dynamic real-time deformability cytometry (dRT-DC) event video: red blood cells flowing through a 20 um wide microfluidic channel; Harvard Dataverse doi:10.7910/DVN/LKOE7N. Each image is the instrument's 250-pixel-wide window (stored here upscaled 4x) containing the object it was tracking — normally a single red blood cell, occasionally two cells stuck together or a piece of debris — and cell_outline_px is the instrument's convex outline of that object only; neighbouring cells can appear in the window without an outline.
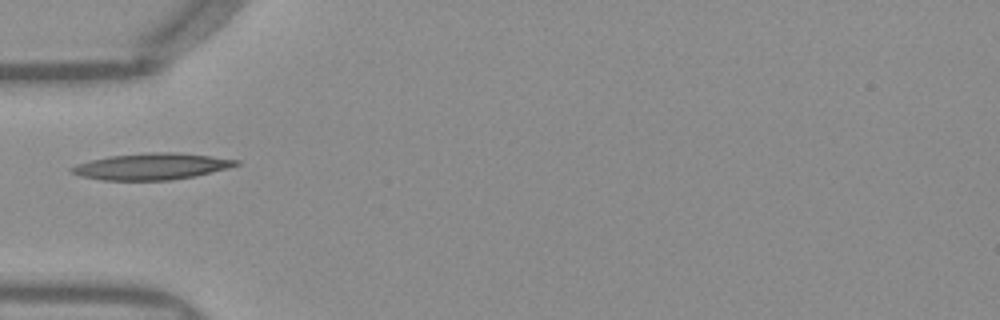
{"species": "Egyptian fruit bat (a non-hibernating species)", "species_latin": "Rousettus aegyptiacus", "temperature_condition": "warm", "stored_images_in_passage": 35, "camera_frame_rate_fps": 3000, "um_per_image_px": 0.085, "frame": {"image": 1, "passage_image": 1, "time_ms": 0.0, "image_size_px": [1000, 320], "cell_outline_px": [[240, 164], [228, 168], [192, 176], [172, 180], [100, 180], [80, 176], [68, 172], [68, 168], [76, 164], [108, 156], [148, 152], [176, 152], [212, 156], [240, 160]], "centroid_in_image_um": [12.84, 14.14], "position_along_channel_um": 72.2, "area_um2": 25.43}}
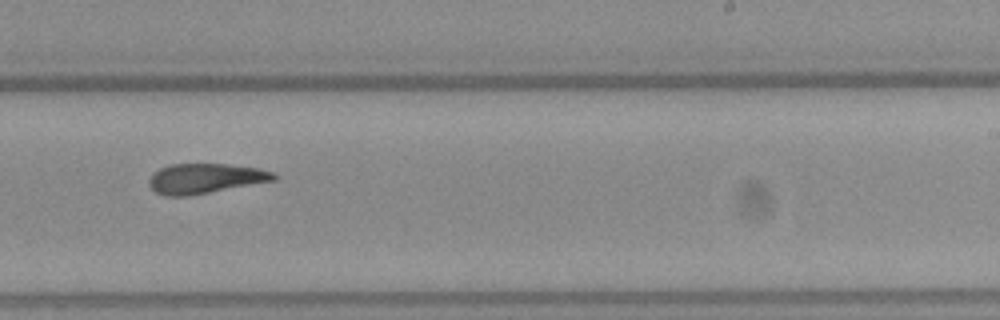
{"frame": {"image": 2, "passage_image": 16, "time_ms": 5.0, "image_size_px": [1000, 320], "cell_outline_px": [[276, 180], [188, 196], [168, 196], [156, 192], [148, 184], [148, 180], [152, 172], [168, 164], [228, 164], [260, 168], [272, 172], [276, 176]], "centroid_in_image_um": [17.41, 15.16], "position_along_channel_um": 271.6, "area_um2": 21.79}}
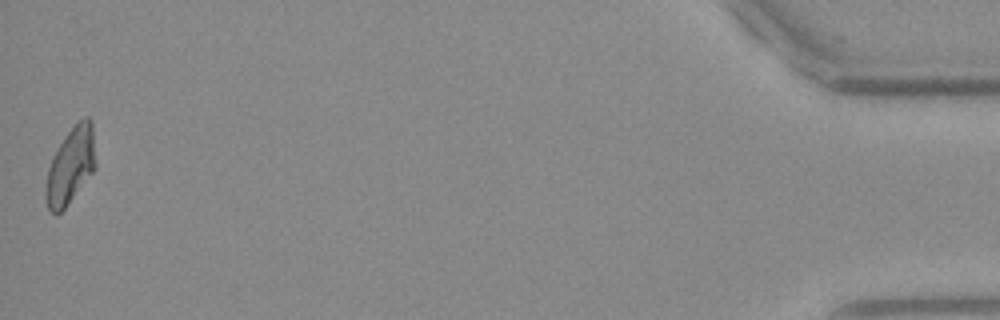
{"frame": {"image": 3, "passage_image": 35, "time_ms": 11.333, "image_size_px": [1000, 320], "cell_outline_px": [[96, 168], [64, 208], [60, 212], [52, 212], [48, 208], [44, 196], [44, 192], [48, 168], [52, 156], [64, 136], [84, 116], [88, 116], [92, 120], [96, 164]], "centroid_in_image_um": [6.0, 14.06], "position_along_channel_um": 429.2, "area_um2": 22.08}, "authors_computed_cell_mechanics": {"area_um2": 22.1374, "velocity_mm_per_s": 3.9672, "shape_relaxation_time_tau1_ms": null, "shape_relaxation_time_tau2_ms": 4.7235, "deformation_change_tau1": null, "deformation_change_tau2": 0.1449}}